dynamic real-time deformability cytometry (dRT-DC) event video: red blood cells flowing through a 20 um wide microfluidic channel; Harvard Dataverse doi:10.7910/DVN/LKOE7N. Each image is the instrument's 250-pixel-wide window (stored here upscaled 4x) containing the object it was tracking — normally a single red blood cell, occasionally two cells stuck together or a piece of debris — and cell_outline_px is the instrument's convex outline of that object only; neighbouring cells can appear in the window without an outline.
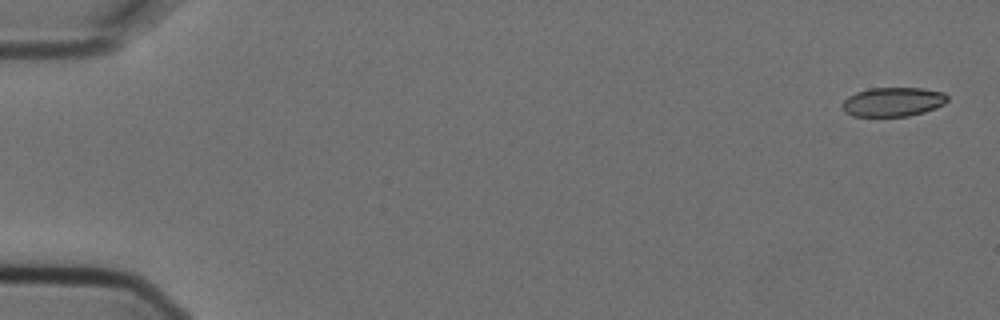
{"species": "Egyptian fruit bat (a non-hibernating species)", "species_latin": "Rousettus aegyptiacus", "temperature_condition": "cold", "stored_images_in_passage": 5, "camera_frame_rate_fps": 3000, "um_per_image_px": 0.085, "animal": {"sex": "female"}, "frame": {"image": 1, "passage_image": 1, "time_ms": 0.0, "image_size_px": [1000, 320], "cell_outline_px": [[948, 100], [944, 104], [936, 108], [924, 112], [908, 116], [852, 116], [844, 112], [840, 104], [848, 96], [856, 92], [872, 88], [924, 88], [944, 92], [948, 96]], "centroid_in_image_um": [75.9, 8.66], "position_along_channel_um": 9.1, "area_um2": 18.03}}
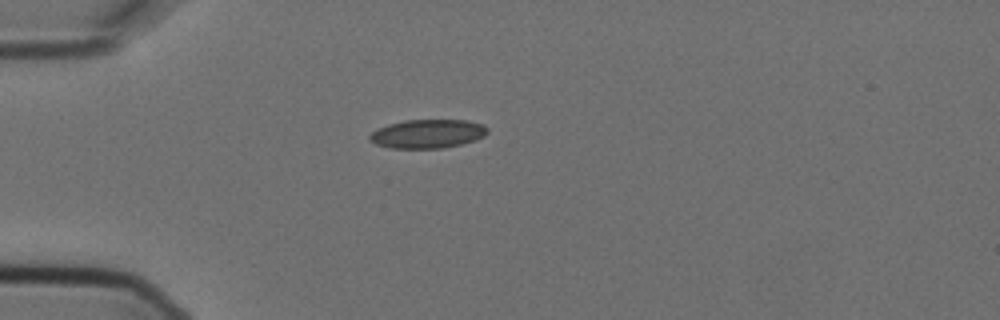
{"frame": {"image": 2, "passage_image": 5, "time_ms": 1.333, "image_size_px": [1000, 320], "cell_outline_px": [[488, 132], [484, 136], [476, 140], [444, 148], [392, 148], [376, 144], [368, 140], [368, 136], [372, 132], [388, 124], [404, 120], [468, 120], [484, 124], [488, 128]], "centroid_in_image_um": [36.37, 11.37], "position_along_channel_um": 48.6, "area_um2": 19.83}}